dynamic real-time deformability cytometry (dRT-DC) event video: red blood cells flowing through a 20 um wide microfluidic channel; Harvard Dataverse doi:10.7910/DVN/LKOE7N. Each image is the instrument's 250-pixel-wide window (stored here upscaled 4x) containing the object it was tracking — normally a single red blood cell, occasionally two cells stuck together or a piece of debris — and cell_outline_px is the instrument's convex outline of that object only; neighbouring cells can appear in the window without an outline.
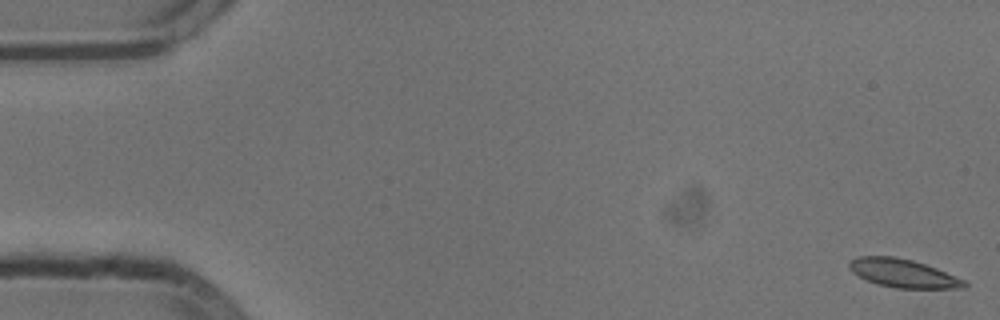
{"species": "common noctule bat (a hibernating species)", "species_latin": "Nyctalus noctula", "temperature_condition": "cold", "stored_images_in_passage": 55, "camera_frame_rate_fps": 3000, "um_per_image_px": 0.085, "animal": {"sex": "male", "body_mass_g": 13.3}, "frame": {"image": 1, "passage_image": 1, "time_ms": 0.0, "image_size_px": [1000, 320], "cell_outline_px": [[968, 288], [896, 288], [876, 284], [852, 272], [848, 268], [848, 260], [856, 256], [892, 256], [912, 260], [936, 268], [964, 280], [968, 284]], "centroid_in_image_um": [76.72, 23.22], "position_along_channel_um": 8.3, "area_um2": 19.02}}
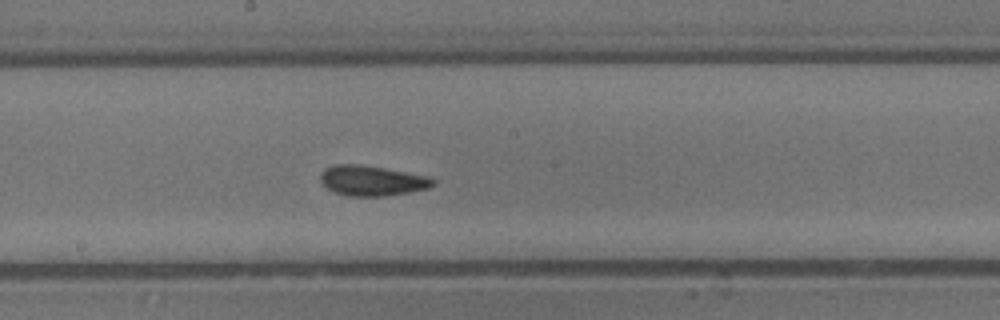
{"frame": {"image": 2, "passage_image": 29, "time_ms": 9.333, "image_size_px": [1000, 320], "cell_outline_px": [[436, 184], [428, 188], [408, 192], [384, 196], [348, 196], [336, 192], [328, 188], [320, 180], [320, 172], [324, 168], [332, 164], [360, 164], [384, 168], [428, 176], [436, 180]], "centroid_in_image_um": [31.61, 15.34], "position_along_channel_um": 216.6, "area_um2": 19.83}}
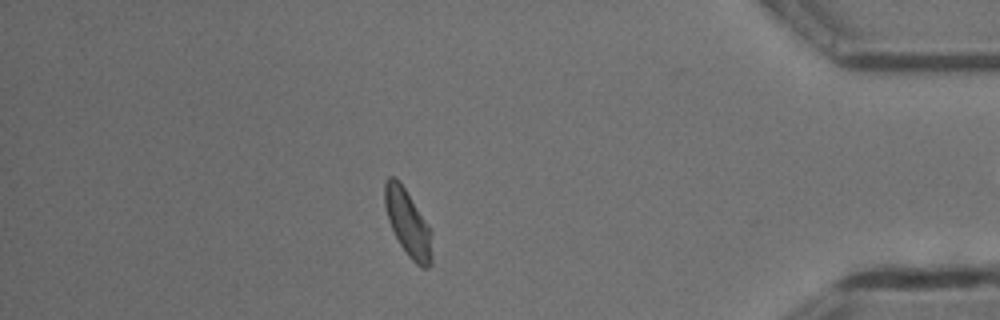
{"frame": {"image": 3, "passage_image": 47, "time_ms": 15.333, "image_size_px": [1000, 320], "cell_outline_px": [[432, 264], [428, 268], [420, 268], [408, 256], [400, 244], [388, 220], [384, 204], [384, 184], [388, 176], [396, 176], [400, 180], [432, 228]], "centroid_in_image_um": [34.7, 18.94], "position_along_channel_um": 400.5, "area_um2": 18.9}, "authors_computed_cell_mechanics": {"area_um2": 19.0162, "velocity_mm_per_s": 3.7712, "shape_relaxation_time_tau1_ms": 3.2905, "shape_relaxation_time_tau2_ms": 1.2916, "deformation_change_tau1": 0.1132, "deformation_change_tau2": 0.061}}